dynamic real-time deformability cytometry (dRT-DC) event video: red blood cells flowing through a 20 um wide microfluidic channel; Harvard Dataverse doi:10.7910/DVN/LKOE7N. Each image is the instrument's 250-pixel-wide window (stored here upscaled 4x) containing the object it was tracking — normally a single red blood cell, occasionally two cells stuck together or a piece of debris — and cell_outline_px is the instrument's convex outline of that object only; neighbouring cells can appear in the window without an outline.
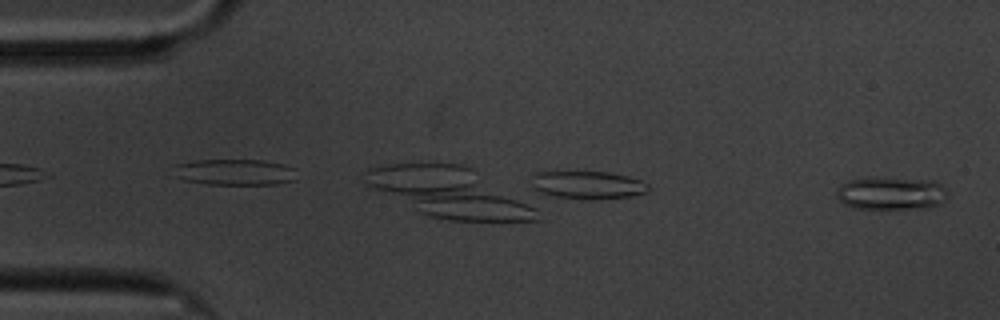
{"species": "common noctule bat (a hibernating species)", "species_latin": "Nyctalus noctula", "temperature_condition": "cold", "stored_images_in_passage": 59, "camera_frame_rate_fps": 3000, "um_per_image_px": 0.085, "animal": {"sex": "male", "body_mass_g": 20.1, "forearm_length_mm": 53.5}, "frame": {"image": 1, "passage_image": 2, "time_ms": 0.333, "image_size_px": [1000, 320], "cell_outline_px": [[948, 196], [940, 204], [928, 208], [856, 208], [844, 204], [836, 196], [836, 188], [840, 184], [852, 180], [868, 176], [872, 176], [936, 180], [948, 192]], "centroid_in_image_um": [75.75, 16.4], "position_along_channel_um": 9.2, "area_um2": 21.79}}
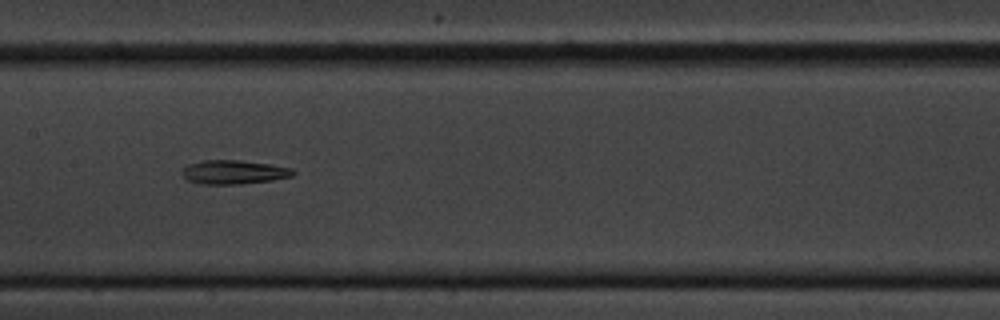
{"frame": {"image": 2, "passage_image": 29, "time_ms": 9.333, "image_size_px": [1000, 320], "cell_outline_px": [[296, 172], [292, 176], [272, 180], [240, 184], [200, 184], [188, 180], [180, 172], [188, 164], [200, 160], [240, 160], [268, 164], [292, 168]], "centroid_in_image_um": [19.85, 14.63], "position_along_channel_um": 187.6, "area_um2": 15.49}}
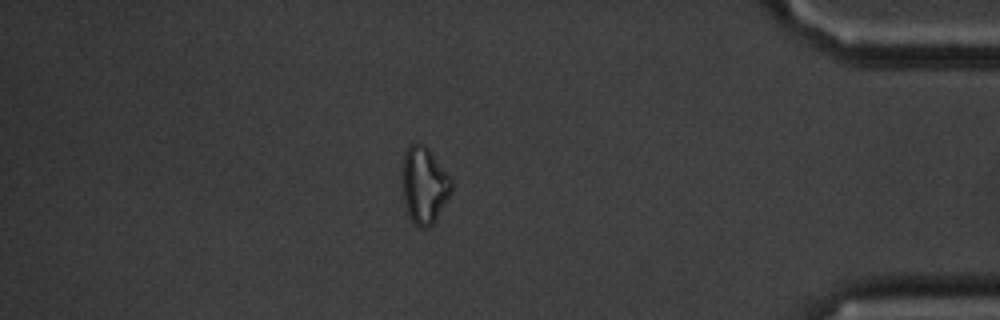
{"frame": {"image": 3, "passage_image": 51, "time_ms": 16.667, "image_size_px": [1000, 320], "cell_outline_px": [[452, 188], [436, 220], [428, 228], [420, 228], [412, 220], [408, 212], [404, 200], [400, 176], [400, 172], [404, 152], [412, 144], [424, 144], [432, 152], [452, 180]], "centroid_in_image_um": [36.02, 15.72], "position_along_channel_um": 399.2, "area_um2": 22.02}}